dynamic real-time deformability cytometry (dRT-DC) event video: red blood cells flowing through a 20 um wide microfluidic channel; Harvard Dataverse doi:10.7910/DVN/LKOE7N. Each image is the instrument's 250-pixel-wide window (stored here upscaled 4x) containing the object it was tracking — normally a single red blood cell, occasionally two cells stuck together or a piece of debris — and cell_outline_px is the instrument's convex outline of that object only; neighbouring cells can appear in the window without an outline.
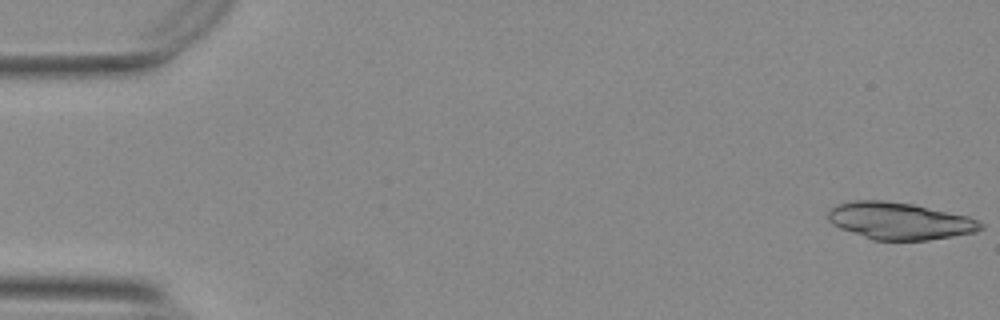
{"species": "Egyptian fruit bat (a non-hibernating species)", "species_latin": "Rousettus aegyptiacus", "temperature_condition": "warm", "stored_images_in_passage": 54, "camera_frame_rate_fps": 3000, "um_per_image_px": 0.085, "animal": {"sex": "female"}, "frame": {"image": 1, "passage_image": 1, "time_ms": 0.0, "image_size_px": [1000, 320], "cell_outline_px": [[984, 228], [976, 232], [928, 240], [872, 240], [840, 228], [832, 224], [828, 220], [828, 212], [836, 204], [852, 200], [884, 200], [912, 204], [968, 216], [984, 224]], "centroid_in_image_um": [76.45, 18.78], "position_along_channel_um": 8.6, "area_um2": 32.95}}
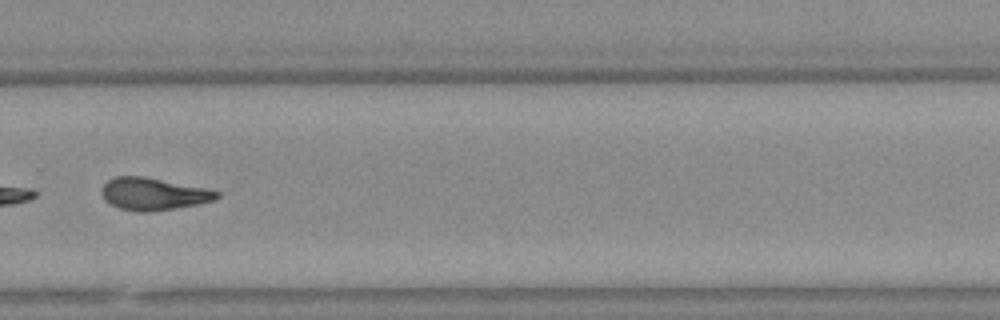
{"frame": {"image": 2, "passage_image": 38, "time_ms": 12.333, "image_size_px": [1000, 320], "cell_outline_px": [[220, 196], [216, 200], [200, 204], [152, 212], [136, 212], [120, 208], [104, 200], [100, 192], [100, 188], [108, 180], [116, 176], [144, 176], [204, 188], [220, 192]], "centroid_in_image_um": [13.03, 16.49], "position_along_channel_um": 316.8, "area_um2": 21.85}}